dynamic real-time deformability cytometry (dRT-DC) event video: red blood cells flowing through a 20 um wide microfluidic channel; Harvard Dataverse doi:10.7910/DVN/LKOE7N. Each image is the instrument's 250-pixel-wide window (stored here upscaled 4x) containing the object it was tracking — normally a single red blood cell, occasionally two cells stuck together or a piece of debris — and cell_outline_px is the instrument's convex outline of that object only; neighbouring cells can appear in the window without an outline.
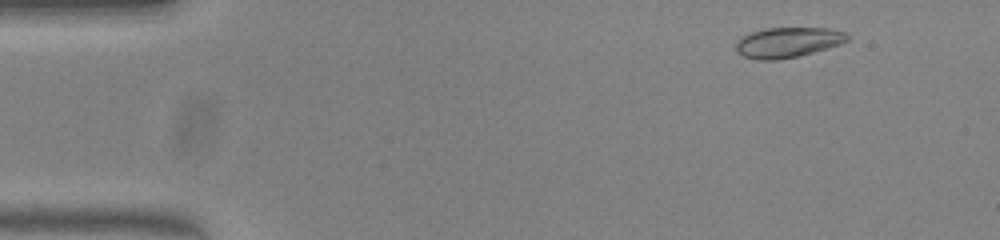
{"species": "common noctule bat (a hibernating species)", "species_latin": "Nyctalus noctula", "temperature_condition": "warm", "stored_images_in_passage": 50, "camera_frame_rate_fps": 3000, "um_per_image_px": 0.085, "animal": {"sex": "female", "body_mass_g": 23.0, "forearm_length_mm": 53.4}, "frame": {"image": 1, "passage_image": 4, "time_ms": 1.0, "image_size_px": [1000, 240], "cell_outline_px": [[852, 36], [848, 40], [840, 44], [828, 48], [800, 56], [776, 60], [760, 60], [744, 56], [736, 52], [736, 40], [752, 32], [764, 28], [832, 28], [848, 32]], "centroid_in_image_um": [67.02, 3.59], "position_along_channel_um": 18.0, "area_um2": 19.88}}
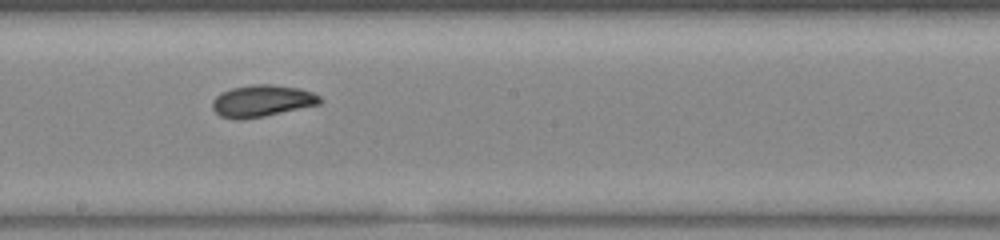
{"frame": {"image": 2, "passage_image": 27, "time_ms": 8.667, "image_size_px": [1000, 240], "cell_outline_px": [[324, 100], [320, 104], [264, 116], [240, 120], [236, 120], [220, 116], [212, 108], [212, 100], [220, 92], [232, 88], [252, 84], [272, 84], [300, 88], [312, 92], [320, 96]], "centroid_in_image_um": [22.27, 8.57], "position_along_channel_um": 225.9, "area_um2": 20.11}}
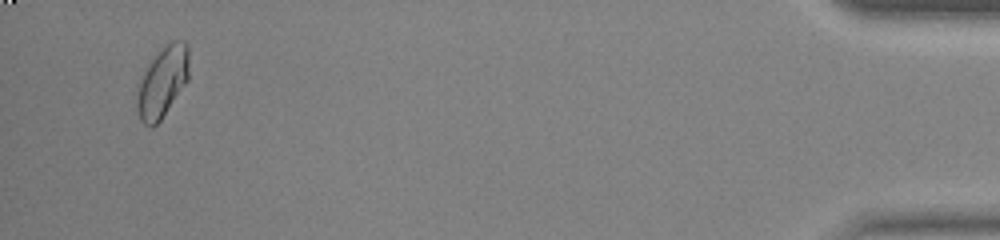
{"frame": {"image": 3, "passage_image": 48, "time_ms": 15.667, "image_size_px": [1000, 240], "cell_outline_px": [[188, 80], [160, 120], [152, 128], [144, 124], [140, 120], [136, 108], [136, 84], [148, 64], [172, 40], [184, 40], [188, 44]], "centroid_in_image_um": [13.77, 6.99], "position_along_channel_um": 421.4, "area_um2": 21.39}, "authors_computed_cell_mechanics": {"area_um2": 19.8254, "velocity_mm_per_s": 3.9794, "shape_relaxation_time_tau1_ms": 3.6808, "shape_relaxation_time_tau2_ms": 1.5614, "deformation_change_tau1": 0.1347, "deformation_change_tau2": 0.0431}}